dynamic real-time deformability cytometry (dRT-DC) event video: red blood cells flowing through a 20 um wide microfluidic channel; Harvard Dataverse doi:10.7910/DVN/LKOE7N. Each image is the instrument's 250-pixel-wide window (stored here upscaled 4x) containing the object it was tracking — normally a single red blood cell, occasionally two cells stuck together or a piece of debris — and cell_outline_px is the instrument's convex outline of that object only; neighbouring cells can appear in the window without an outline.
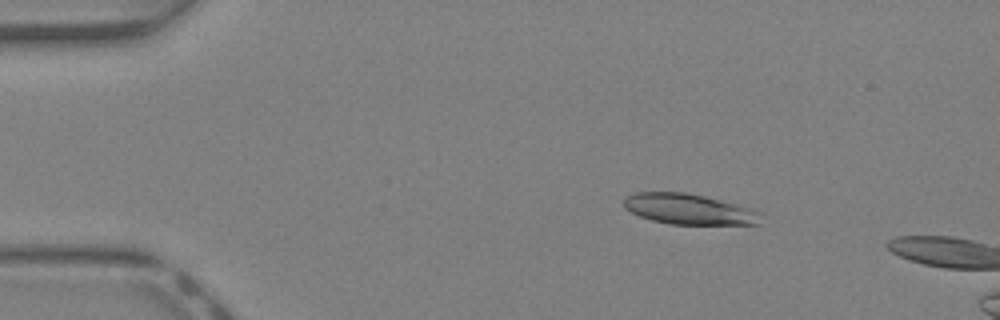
{"species": "Egyptian fruit bat (a non-hibernating species)", "species_latin": "Rousettus aegyptiacus", "temperature_condition": "warm", "stored_images_in_passage": 11, "camera_frame_rate_fps": 3000, "um_per_image_px": 0.085, "animal": {"sex": "female"}, "frame": {"image": 1, "passage_image": 7, "time_ms": 2.0, "image_size_px": [1000, 320], "cell_outline_px": [[760, 224], [668, 224], [652, 220], [640, 216], [624, 208], [624, 196], [636, 192], [684, 192], [704, 196], [720, 200], [748, 208], [760, 212]], "centroid_in_image_um": [58.5, 17.77], "position_along_channel_um": 26.5, "area_um2": 24.16}}